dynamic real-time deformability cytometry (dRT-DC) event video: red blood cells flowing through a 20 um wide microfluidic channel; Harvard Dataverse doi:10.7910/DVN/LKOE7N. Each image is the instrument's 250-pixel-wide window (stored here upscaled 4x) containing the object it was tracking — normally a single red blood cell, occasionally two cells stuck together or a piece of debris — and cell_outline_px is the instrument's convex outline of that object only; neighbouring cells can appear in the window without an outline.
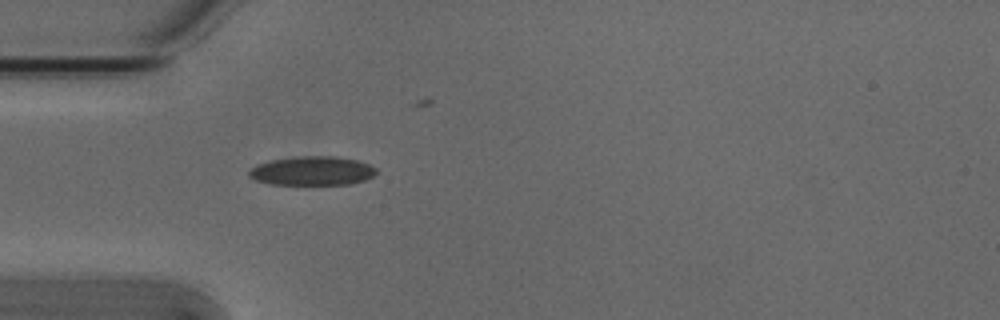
{"species": "Egyptian fruit bat (a non-hibernating species)", "species_latin": "Rousettus aegyptiacus", "temperature_condition": "cold", "stored_images_in_passage": 5, "camera_frame_rate_fps": 3000, "um_per_image_px": 0.085, "animal": {"sex": "male"}, "frame": {"image": 1, "passage_image": 5, "time_ms": 1.333, "image_size_px": [1000, 320], "cell_outline_px": [[376, 172], [372, 176], [364, 180], [348, 184], [268, 184], [256, 180], [248, 176], [248, 172], [256, 164], [272, 160], [296, 156], [336, 156], [356, 160], [368, 164], [376, 168]], "centroid_in_image_um": [26.51, 14.52], "position_along_channel_um": 58.5, "area_um2": 21.39}}